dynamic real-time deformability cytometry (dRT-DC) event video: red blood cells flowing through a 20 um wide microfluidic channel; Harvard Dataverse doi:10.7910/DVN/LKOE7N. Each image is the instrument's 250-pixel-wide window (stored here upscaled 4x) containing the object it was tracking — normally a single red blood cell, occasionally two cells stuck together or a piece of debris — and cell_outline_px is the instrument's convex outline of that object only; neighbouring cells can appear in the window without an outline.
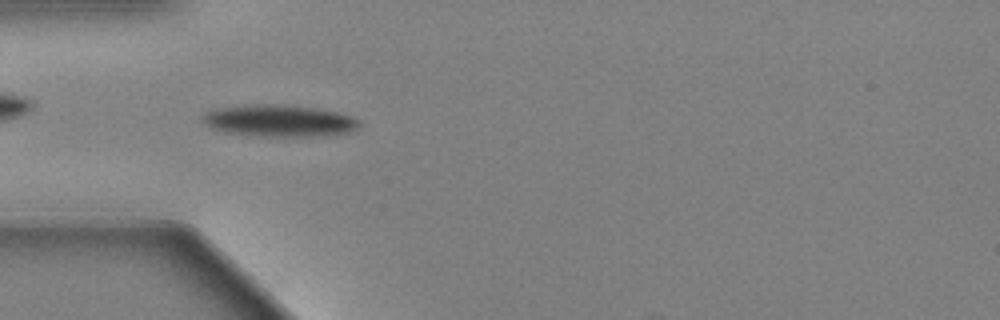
{"species": "Egyptian fruit bat (a non-hibernating species)", "species_latin": "Rousettus aegyptiacus", "temperature_condition": "warm", "stored_images_in_passage": 55, "camera_frame_rate_fps": 3000, "um_per_image_px": 0.085, "animal": {"sex": "female"}, "frame": {"image": 1, "passage_image": 16, "time_ms": 5.0, "image_size_px": [1000, 320], "cell_outline_px": [[360, 124], [352, 132], [324, 136], [272, 136], [228, 132], [216, 128], [200, 120], [200, 116], [208, 112], [220, 108], [268, 104], [316, 108], [336, 112], [352, 116], [360, 120]], "centroid_in_image_um": [23.84, 10.27], "position_along_channel_um": 61.2, "area_um2": 28.26}}
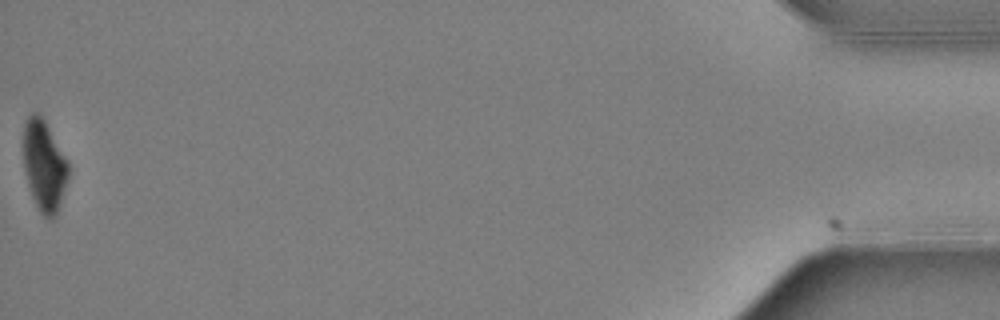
{"frame": {"image": 2, "passage_image": 55, "time_ms": 18.0, "image_size_px": [1000, 320], "cell_outline_px": [[68, 180], [56, 216], [52, 220], [48, 220], [40, 212], [32, 196], [24, 172], [24, 124], [28, 116], [32, 112], [36, 112], [44, 120], [68, 160]], "centroid_in_image_um": [3.76, 14.11], "position_along_channel_um": 431.4, "area_um2": 23.76}, "authors_computed_cell_mechanics": {"area_um2": 27.8596, "velocity_mm_per_s": 3.6331, "shape_relaxation_time_tau1_ms": 2.7418, "shape_relaxation_time_tau2_ms": null, "deformation_change_tau1": 0.1652, "deformation_change_tau2": null}}